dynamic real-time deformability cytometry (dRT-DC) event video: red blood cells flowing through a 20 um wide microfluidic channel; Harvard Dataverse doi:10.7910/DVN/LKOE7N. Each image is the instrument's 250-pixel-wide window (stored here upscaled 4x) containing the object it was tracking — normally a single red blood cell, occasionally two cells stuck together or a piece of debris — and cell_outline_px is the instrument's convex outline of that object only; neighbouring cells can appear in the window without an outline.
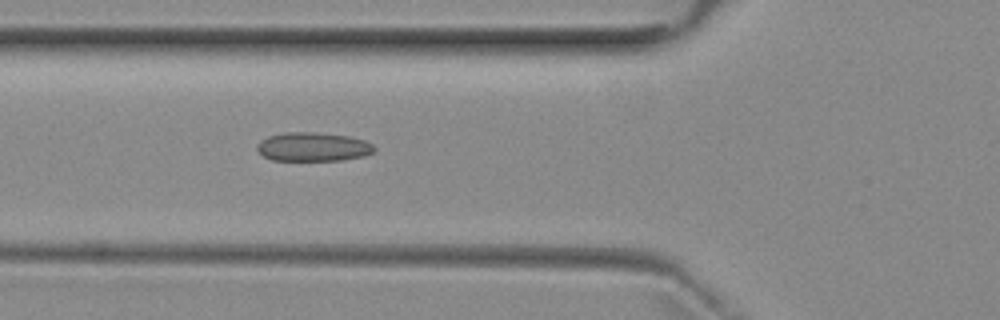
{"species": "common noctule bat (a hibernating species)", "species_latin": "Nyctalus noctula", "temperature_condition": "room temperature", "stored_images_in_passage": 6, "camera_frame_rate_fps": 3000, "um_per_image_px": 0.085, "animal": {"sex": "female", "body_mass_g": 29.2, "forearm_length_mm": 56.3}, "frame": {"image": 1, "passage_image": 6, "time_ms": 5.667, "image_size_px": [1000, 320], "cell_outline_px": [[376, 148], [372, 152], [364, 156], [340, 160], [272, 160], [264, 156], [256, 148], [256, 144], [260, 140], [268, 136], [284, 132], [312, 132], [348, 136], [364, 140], [372, 144]], "centroid_in_image_um": [26.58, 12.47], "position_along_channel_um": 99.2, "area_um2": 19.65}}